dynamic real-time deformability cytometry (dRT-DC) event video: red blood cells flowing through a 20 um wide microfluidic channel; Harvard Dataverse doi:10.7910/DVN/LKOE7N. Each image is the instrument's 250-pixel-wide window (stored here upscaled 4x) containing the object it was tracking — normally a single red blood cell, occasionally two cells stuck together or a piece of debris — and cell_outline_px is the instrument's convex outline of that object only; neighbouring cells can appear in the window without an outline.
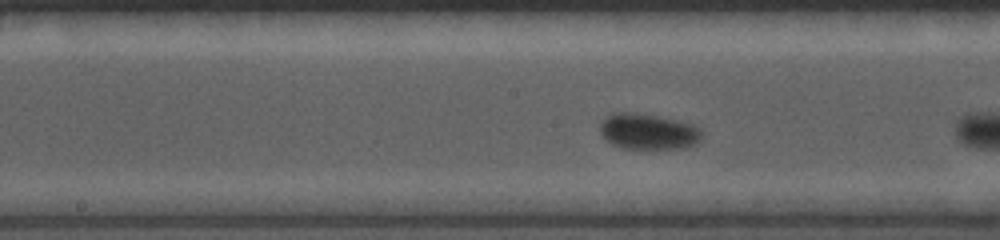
{"species": "common noctule bat (a hibernating species)", "species_latin": "Nyctalus noctula", "temperature_condition": "cold", "stored_images_in_passage": 49, "camera_frame_rate_fps": 5000, "um_per_image_px": 0.085, "animal": {"sex": "female", "body_mass_g": 19.0, "forearm_length_mm": 56.7}, "frame": {"image": 1, "passage_image": 20, "time_ms": 3.8, "image_size_px": [1000, 240], "cell_outline_px": [[700, 144], [684, 148], [624, 148], [612, 144], [600, 132], [600, 124], [608, 116], [616, 112], [632, 112], [680, 120], [692, 124], [700, 128]], "centroid_in_image_um": [55.14, 11.18], "position_along_channel_um": 193.1, "area_um2": 21.1}}
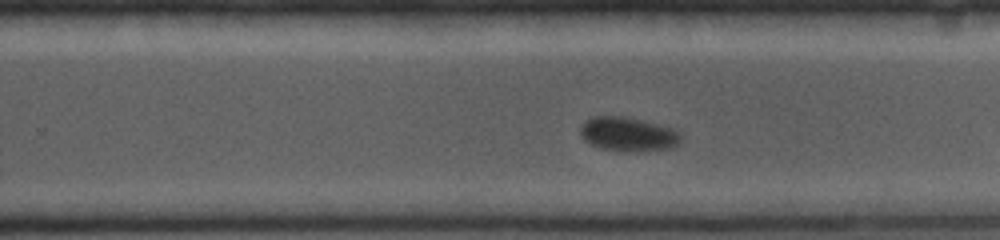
{"frame": {"image": 2, "passage_image": 29, "time_ms": 5.6, "image_size_px": [1000, 240], "cell_outline_px": [[680, 140], [672, 148], [636, 152], [620, 152], [600, 148], [584, 140], [580, 136], [580, 128], [592, 116], [624, 116], [680, 128]], "centroid_in_image_um": [53.44, 11.41], "position_along_channel_um": 276.4, "area_um2": 20.46}}
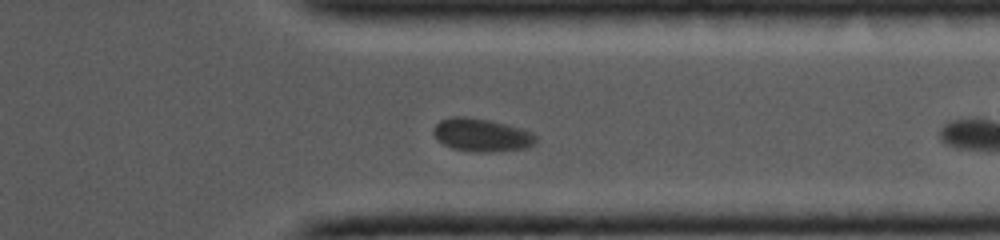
{"frame": {"image": 3, "passage_image": 39, "time_ms": 7.6, "image_size_px": [1000, 240], "cell_outline_px": [[536, 140], [532, 144], [524, 148], [492, 152], [476, 152], [452, 148], [436, 140], [432, 132], [432, 128], [440, 120], [452, 116], [464, 116], [488, 120], [508, 124], [532, 132], [536, 136]], "centroid_in_image_um": [40.88, 11.47], "position_along_channel_um": 370.5, "area_um2": 19.77}}